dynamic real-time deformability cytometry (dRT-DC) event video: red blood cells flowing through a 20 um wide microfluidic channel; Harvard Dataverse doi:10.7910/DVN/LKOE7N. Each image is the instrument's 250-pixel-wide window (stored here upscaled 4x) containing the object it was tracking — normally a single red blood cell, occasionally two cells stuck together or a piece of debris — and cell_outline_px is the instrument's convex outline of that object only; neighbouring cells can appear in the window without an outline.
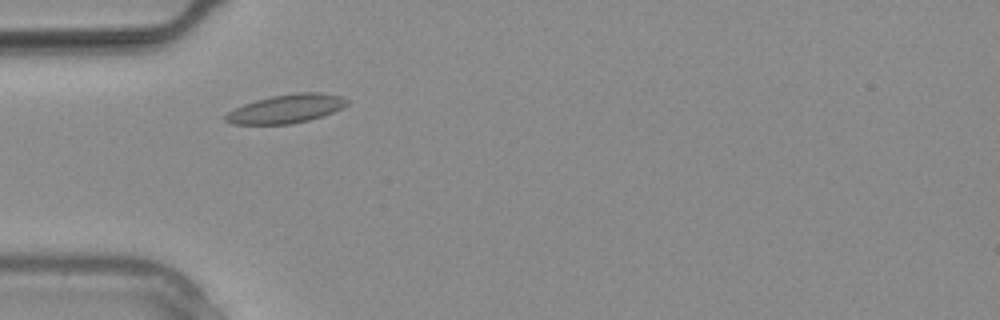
{"species": "common noctule bat (a hibernating species)", "species_latin": "Nyctalus noctula", "temperature_condition": "warm", "stored_images_in_passage": 14, "camera_frame_rate_fps": 3000, "um_per_image_px": 0.085, "animal": {"sex": "male", "body_mass_g": 20.4}, "frame": {"image": 1, "passage_image": 5, "time_ms": 1.333, "image_size_px": [1000, 320], "cell_outline_px": [[348, 104], [332, 112], [308, 120], [288, 124], [232, 124], [224, 120], [224, 116], [228, 112], [244, 104], [256, 100], [272, 96], [296, 92], [320, 92], [340, 96], [348, 100]], "centroid_in_image_um": [24.31, 9.24], "position_along_channel_um": 60.7, "area_um2": 20.0}}